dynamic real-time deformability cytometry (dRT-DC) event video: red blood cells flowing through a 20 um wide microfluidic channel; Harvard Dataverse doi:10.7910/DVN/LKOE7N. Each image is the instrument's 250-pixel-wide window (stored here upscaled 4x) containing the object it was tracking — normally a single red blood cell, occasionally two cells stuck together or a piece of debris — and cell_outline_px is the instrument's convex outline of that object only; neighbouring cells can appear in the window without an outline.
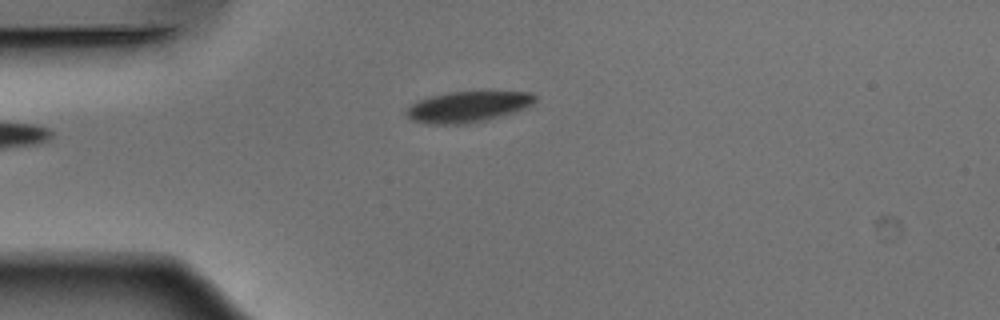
{"species": "Egyptian fruit bat (a non-hibernating species)", "species_latin": "Rousettus aegyptiacus", "temperature_condition": "warm", "stored_images_in_passage": 36, "camera_frame_rate_fps": 3000, "um_per_image_px": 0.085, "animal": {"sex": "male"}, "frame": {"image": 1, "passage_image": 1, "time_ms": 0.0, "image_size_px": [1000, 320], "cell_outline_px": [[536, 100], [532, 104], [516, 112], [484, 120], [464, 124], [428, 124], [412, 120], [408, 116], [408, 108], [412, 104], [420, 100], [432, 96], [448, 92], [532, 92], [536, 96]], "centroid_in_image_um": [39.8, 9.07], "position_along_channel_um": 45.2, "area_um2": 22.77}}
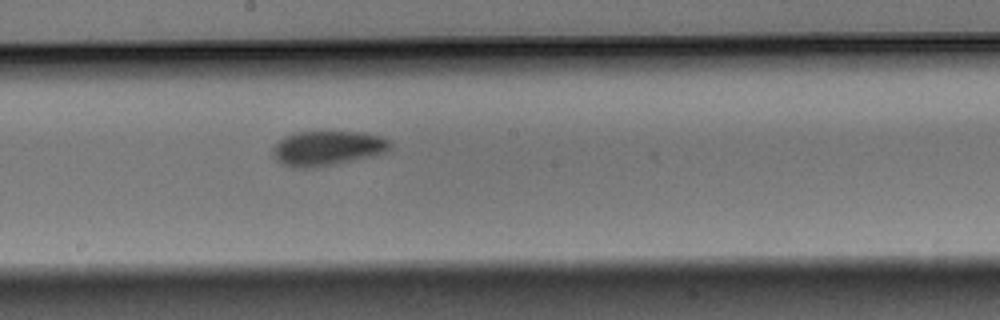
{"frame": {"image": 2, "passage_image": 16, "time_ms": 5.0, "image_size_px": [1000, 320], "cell_outline_px": [[392, 144], [384, 152], [336, 164], [316, 168], [292, 168], [276, 160], [272, 156], [272, 148], [284, 136], [296, 132], [364, 132], [380, 136], [388, 140]], "centroid_in_image_um": [27.76, 12.6], "position_along_channel_um": 220.4, "area_um2": 23.64}}
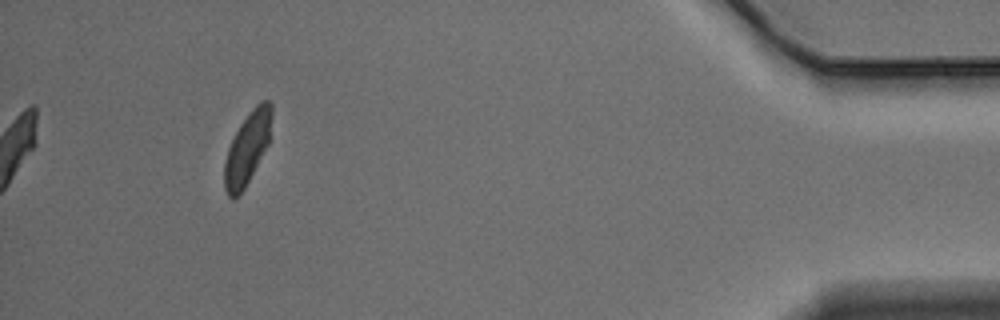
{"frame": {"image": 3, "passage_image": 36, "time_ms": 11.667, "image_size_px": [1000, 320], "cell_outline_px": [[272, 116], [268, 144], [244, 188], [232, 200], [228, 196], [224, 188], [224, 160], [228, 148], [240, 124], [252, 108], [260, 100], [268, 100], [272, 104]], "centroid_in_image_um": [21.01, 12.56], "position_along_channel_um": 414.2, "area_um2": 19.59}, "authors_computed_cell_mechanics": {"area_um2": 22.9466, "velocity_mm_per_s": 3.8626, "shape_relaxation_time_tau1_ms": 2.8872, "shape_relaxation_time_tau2_ms": 4.5277, "deformation_change_tau1": 0.1149, "deformation_change_tau2": 0.0736}}